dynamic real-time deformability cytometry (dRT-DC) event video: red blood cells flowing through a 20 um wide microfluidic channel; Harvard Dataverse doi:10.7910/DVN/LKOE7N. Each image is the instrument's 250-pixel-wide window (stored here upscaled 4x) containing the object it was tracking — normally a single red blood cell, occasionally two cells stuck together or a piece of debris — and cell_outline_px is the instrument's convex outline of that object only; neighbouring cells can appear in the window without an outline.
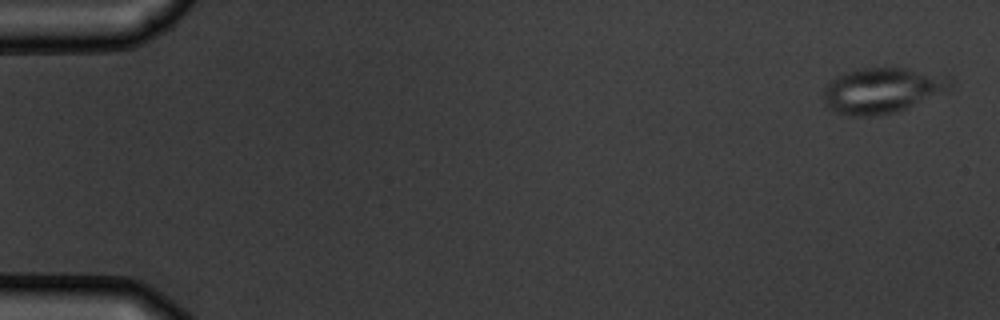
{"species": "common noctule bat (a hibernating species)", "species_latin": "Nyctalus noctula", "temperature_condition": "warm", "stored_images_in_passage": 6, "camera_frame_rate_fps": 3000, "um_per_image_px": 0.085, "animal": {"sex": "male", "body_mass_g": 19.5, "forearm_length_mm": 54.6}, "frame": {"image": 1, "passage_image": 1, "time_ms": 0.0, "image_size_px": [1000, 320], "cell_outline_px": [[952, 84], [948, 92], [896, 112], [876, 116], [848, 116], [836, 112], [824, 100], [824, 88], [836, 76], [844, 72], [860, 68], [908, 68], [952, 76]], "centroid_in_image_um": [75.06, 7.68], "position_along_channel_um": 9.9, "area_um2": 33.93}}